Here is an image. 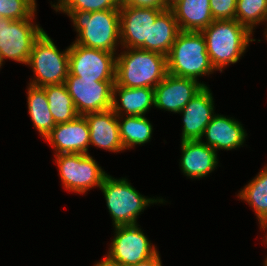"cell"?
<instances>
[{
    "mask_svg": "<svg viewBox=\"0 0 267 266\" xmlns=\"http://www.w3.org/2000/svg\"><path fill=\"white\" fill-rule=\"evenodd\" d=\"M56 12L65 13L70 18L77 33L75 44L111 53L120 51L117 49L121 48L119 9Z\"/></svg>",
    "mask_w": 267,
    "mask_h": 266,
    "instance_id": "6da1fadb",
    "label": "cell"
},
{
    "mask_svg": "<svg viewBox=\"0 0 267 266\" xmlns=\"http://www.w3.org/2000/svg\"><path fill=\"white\" fill-rule=\"evenodd\" d=\"M201 33L206 41L210 61L220 73L227 66L240 61L250 43L256 41L254 35L236 19L214 20Z\"/></svg>",
    "mask_w": 267,
    "mask_h": 266,
    "instance_id": "7a4b0ae2",
    "label": "cell"
},
{
    "mask_svg": "<svg viewBox=\"0 0 267 266\" xmlns=\"http://www.w3.org/2000/svg\"><path fill=\"white\" fill-rule=\"evenodd\" d=\"M120 51L115 71V83L119 86L155 88L168 74L167 56L161 53L141 48Z\"/></svg>",
    "mask_w": 267,
    "mask_h": 266,
    "instance_id": "3957f363",
    "label": "cell"
},
{
    "mask_svg": "<svg viewBox=\"0 0 267 266\" xmlns=\"http://www.w3.org/2000/svg\"><path fill=\"white\" fill-rule=\"evenodd\" d=\"M99 190L105 198L113 227L138 224L139 215L147 207L167 202L162 197L151 198L142 195L126 177L117 179L107 174Z\"/></svg>",
    "mask_w": 267,
    "mask_h": 266,
    "instance_id": "277c9868",
    "label": "cell"
},
{
    "mask_svg": "<svg viewBox=\"0 0 267 266\" xmlns=\"http://www.w3.org/2000/svg\"><path fill=\"white\" fill-rule=\"evenodd\" d=\"M168 73L194 79L203 86L199 77L210 76L214 69L207 53L206 41L201 32L180 31L167 55Z\"/></svg>",
    "mask_w": 267,
    "mask_h": 266,
    "instance_id": "5b68a950",
    "label": "cell"
},
{
    "mask_svg": "<svg viewBox=\"0 0 267 266\" xmlns=\"http://www.w3.org/2000/svg\"><path fill=\"white\" fill-rule=\"evenodd\" d=\"M53 41L46 31L35 41L26 64L34 76L28 84L43 87L65 83L69 74V46L60 51Z\"/></svg>",
    "mask_w": 267,
    "mask_h": 266,
    "instance_id": "8992f818",
    "label": "cell"
},
{
    "mask_svg": "<svg viewBox=\"0 0 267 266\" xmlns=\"http://www.w3.org/2000/svg\"><path fill=\"white\" fill-rule=\"evenodd\" d=\"M54 158L61 184L68 192L84 195L94 187L100 188L108 174L90 154H58Z\"/></svg>",
    "mask_w": 267,
    "mask_h": 266,
    "instance_id": "52a82bcc",
    "label": "cell"
},
{
    "mask_svg": "<svg viewBox=\"0 0 267 266\" xmlns=\"http://www.w3.org/2000/svg\"><path fill=\"white\" fill-rule=\"evenodd\" d=\"M139 224L113 227L114 236L103 259L114 266H132L159 251Z\"/></svg>",
    "mask_w": 267,
    "mask_h": 266,
    "instance_id": "ba28073f",
    "label": "cell"
},
{
    "mask_svg": "<svg viewBox=\"0 0 267 266\" xmlns=\"http://www.w3.org/2000/svg\"><path fill=\"white\" fill-rule=\"evenodd\" d=\"M36 14L20 20L0 16V58L3 63L8 59L27 64L35 41L45 31L35 21Z\"/></svg>",
    "mask_w": 267,
    "mask_h": 266,
    "instance_id": "9c48e42d",
    "label": "cell"
},
{
    "mask_svg": "<svg viewBox=\"0 0 267 266\" xmlns=\"http://www.w3.org/2000/svg\"><path fill=\"white\" fill-rule=\"evenodd\" d=\"M117 53L75 44L69 46V73L79 79L115 81Z\"/></svg>",
    "mask_w": 267,
    "mask_h": 266,
    "instance_id": "30bf717a",
    "label": "cell"
},
{
    "mask_svg": "<svg viewBox=\"0 0 267 266\" xmlns=\"http://www.w3.org/2000/svg\"><path fill=\"white\" fill-rule=\"evenodd\" d=\"M115 81L79 79L68 74L65 85L72 97L78 115L102 112L112 108L113 85Z\"/></svg>",
    "mask_w": 267,
    "mask_h": 266,
    "instance_id": "8fae6325",
    "label": "cell"
},
{
    "mask_svg": "<svg viewBox=\"0 0 267 266\" xmlns=\"http://www.w3.org/2000/svg\"><path fill=\"white\" fill-rule=\"evenodd\" d=\"M121 48H141L149 51L150 26L166 9L120 6Z\"/></svg>",
    "mask_w": 267,
    "mask_h": 266,
    "instance_id": "7c38bea8",
    "label": "cell"
},
{
    "mask_svg": "<svg viewBox=\"0 0 267 266\" xmlns=\"http://www.w3.org/2000/svg\"><path fill=\"white\" fill-rule=\"evenodd\" d=\"M204 86L170 73L154 88V108L178 114Z\"/></svg>",
    "mask_w": 267,
    "mask_h": 266,
    "instance_id": "4fadbf2b",
    "label": "cell"
},
{
    "mask_svg": "<svg viewBox=\"0 0 267 266\" xmlns=\"http://www.w3.org/2000/svg\"><path fill=\"white\" fill-rule=\"evenodd\" d=\"M58 154H90V128L83 115H78L74 120L59 123L44 139Z\"/></svg>",
    "mask_w": 267,
    "mask_h": 266,
    "instance_id": "5bb4252c",
    "label": "cell"
},
{
    "mask_svg": "<svg viewBox=\"0 0 267 266\" xmlns=\"http://www.w3.org/2000/svg\"><path fill=\"white\" fill-rule=\"evenodd\" d=\"M210 87L204 86L178 113L182 115L181 140H200L215 113Z\"/></svg>",
    "mask_w": 267,
    "mask_h": 266,
    "instance_id": "9a60e30c",
    "label": "cell"
},
{
    "mask_svg": "<svg viewBox=\"0 0 267 266\" xmlns=\"http://www.w3.org/2000/svg\"><path fill=\"white\" fill-rule=\"evenodd\" d=\"M247 136L239 120L217 113L206 126L200 141L218 153L220 150H237L245 146Z\"/></svg>",
    "mask_w": 267,
    "mask_h": 266,
    "instance_id": "2e32d148",
    "label": "cell"
},
{
    "mask_svg": "<svg viewBox=\"0 0 267 266\" xmlns=\"http://www.w3.org/2000/svg\"><path fill=\"white\" fill-rule=\"evenodd\" d=\"M180 149V170L188 179H203L217 169L218 153L200 140L181 141Z\"/></svg>",
    "mask_w": 267,
    "mask_h": 266,
    "instance_id": "e0dca14e",
    "label": "cell"
},
{
    "mask_svg": "<svg viewBox=\"0 0 267 266\" xmlns=\"http://www.w3.org/2000/svg\"><path fill=\"white\" fill-rule=\"evenodd\" d=\"M90 128V145L120 153L125 149L121 143L118 116L112 109L84 115Z\"/></svg>",
    "mask_w": 267,
    "mask_h": 266,
    "instance_id": "ac0fdd59",
    "label": "cell"
},
{
    "mask_svg": "<svg viewBox=\"0 0 267 266\" xmlns=\"http://www.w3.org/2000/svg\"><path fill=\"white\" fill-rule=\"evenodd\" d=\"M153 106L154 88H128L114 83L111 109L117 116L146 115Z\"/></svg>",
    "mask_w": 267,
    "mask_h": 266,
    "instance_id": "d6986e66",
    "label": "cell"
},
{
    "mask_svg": "<svg viewBox=\"0 0 267 266\" xmlns=\"http://www.w3.org/2000/svg\"><path fill=\"white\" fill-rule=\"evenodd\" d=\"M169 9L173 12L180 31L201 32L214 21L210 0H178Z\"/></svg>",
    "mask_w": 267,
    "mask_h": 266,
    "instance_id": "ffe728a7",
    "label": "cell"
},
{
    "mask_svg": "<svg viewBox=\"0 0 267 266\" xmlns=\"http://www.w3.org/2000/svg\"><path fill=\"white\" fill-rule=\"evenodd\" d=\"M26 94L28 113L33 127L42 139H45L56 126L49 109L45 89L28 84Z\"/></svg>",
    "mask_w": 267,
    "mask_h": 266,
    "instance_id": "44dd1931",
    "label": "cell"
},
{
    "mask_svg": "<svg viewBox=\"0 0 267 266\" xmlns=\"http://www.w3.org/2000/svg\"><path fill=\"white\" fill-rule=\"evenodd\" d=\"M179 32L173 12L169 8L164 10L150 26L149 51L167 56Z\"/></svg>",
    "mask_w": 267,
    "mask_h": 266,
    "instance_id": "7402d4cb",
    "label": "cell"
},
{
    "mask_svg": "<svg viewBox=\"0 0 267 266\" xmlns=\"http://www.w3.org/2000/svg\"><path fill=\"white\" fill-rule=\"evenodd\" d=\"M240 190L238 199L253 208L259 226L267 222V164Z\"/></svg>",
    "mask_w": 267,
    "mask_h": 266,
    "instance_id": "603a6c76",
    "label": "cell"
},
{
    "mask_svg": "<svg viewBox=\"0 0 267 266\" xmlns=\"http://www.w3.org/2000/svg\"><path fill=\"white\" fill-rule=\"evenodd\" d=\"M121 143L126 150L143 146L152 140L153 125L145 116H118Z\"/></svg>",
    "mask_w": 267,
    "mask_h": 266,
    "instance_id": "cb8c5ba5",
    "label": "cell"
},
{
    "mask_svg": "<svg viewBox=\"0 0 267 266\" xmlns=\"http://www.w3.org/2000/svg\"><path fill=\"white\" fill-rule=\"evenodd\" d=\"M55 124L74 120L78 113L65 83L43 86Z\"/></svg>",
    "mask_w": 267,
    "mask_h": 266,
    "instance_id": "d4e9b609",
    "label": "cell"
},
{
    "mask_svg": "<svg viewBox=\"0 0 267 266\" xmlns=\"http://www.w3.org/2000/svg\"><path fill=\"white\" fill-rule=\"evenodd\" d=\"M235 19L254 34L255 27L267 24V0H237Z\"/></svg>",
    "mask_w": 267,
    "mask_h": 266,
    "instance_id": "484cf974",
    "label": "cell"
},
{
    "mask_svg": "<svg viewBox=\"0 0 267 266\" xmlns=\"http://www.w3.org/2000/svg\"><path fill=\"white\" fill-rule=\"evenodd\" d=\"M50 2L55 11H89L96 12L119 9L121 0H55Z\"/></svg>",
    "mask_w": 267,
    "mask_h": 266,
    "instance_id": "4316f807",
    "label": "cell"
},
{
    "mask_svg": "<svg viewBox=\"0 0 267 266\" xmlns=\"http://www.w3.org/2000/svg\"><path fill=\"white\" fill-rule=\"evenodd\" d=\"M37 13L36 0H0V16L11 20L29 19Z\"/></svg>",
    "mask_w": 267,
    "mask_h": 266,
    "instance_id": "83f0119b",
    "label": "cell"
},
{
    "mask_svg": "<svg viewBox=\"0 0 267 266\" xmlns=\"http://www.w3.org/2000/svg\"><path fill=\"white\" fill-rule=\"evenodd\" d=\"M237 0H210V9L214 20L235 19Z\"/></svg>",
    "mask_w": 267,
    "mask_h": 266,
    "instance_id": "f1b7e54d",
    "label": "cell"
},
{
    "mask_svg": "<svg viewBox=\"0 0 267 266\" xmlns=\"http://www.w3.org/2000/svg\"><path fill=\"white\" fill-rule=\"evenodd\" d=\"M121 6L168 9L164 0H121Z\"/></svg>",
    "mask_w": 267,
    "mask_h": 266,
    "instance_id": "f546056e",
    "label": "cell"
},
{
    "mask_svg": "<svg viewBox=\"0 0 267 266\" xmlns=\"http://www.w3.org/2000/svg\"><path fill=\"white\" fill-rule=\"evenodd\" d=\"M159 253L160 252H158L153 257H151V258H149L143 262H139V263L132 265V266H163L161 256Z\"/></svg>",
    "mask_w": 267,
    "mask_h": 266,
    "instance_id": "4dcf8cb0",
    "label": "cell"
},
{
    "mask_svg": "<svg viewBox=\"0 0 267 266\" xmlns=\"http://www.w3.org/2000/svg\"><path fill=\"white\" fill-rule=\"evenodd\" d=\"M259 229H261L260 231H264V232H265V230L267 231V222H265L264 224H262ZM264 237H265V239H264L263 242H265V245L267 246V232H265ZM263 265L264 266H267V256H266V258H265V260L263 262Z\"/></svg>",
    "mask_w": 267,
    "mask_h": 266,
    "instance_id": "1f68e13d",
    "label": "cell"
},
{
    "mask_svg": "<svg viewBox=\"0 0 267 266\" xmlns=\"http://www.w3.org/2000/svg\"><path fill=\"white\" fill-rule=\"evenodd\" d=\"M93 266H114V265H111L107 263L104 259H101L100 261L98 260L97 262H95Z\"/></svg>",
    "mask_w": 267,
    "mask_h": 266,
    "instance_id": "d6a6232c",
    "label": "cell"
},
{
    "mask_svg": "<svg viewBox=\"0 0 267 266\" xmlns=\"http://www.w3.org/2000/svg\"><path fill=\"white\" fill-rule=\"evenodd\" d=\"M165 5L169 8L171 5H173L178 0H164Z\"/></svg>",
    "mask_w": 267,
    "mask_h": 266,
    "instance_id": "836d02e7",
    "label": "cell"
},
{
    "mask_svg": "<svg viewBox=\"0 0 267 266\" xmlns=\"http://www.w3.org/2000/svg\"><path fill=\"white\" fill-rule=\"evenodd\" d=\"M264 35V37H265V40L267 41V24H266V26H265V28H264V33H263Z\"/></svg>",
    "mask_w": 267,
    "mask_h": 266,
    "instance_id": "e575fe53",
    "label": "cell"
},
{
    "mask_svg": "<svg viewBox=\"0 0 267 266\" xmlns=\"http://www.w3.org/2000/svg\"><path fill=\"white\" fill-rule=\"evenodd\" d=\"M5 63L2 62L1 58H0V69L2 68V66L4 65Z\"/></svg>",
    "mask_w": 267,
    "mask_h": 266,
    "instance_id": "d590c367",
    "label": "cell"
}]
</instances>
